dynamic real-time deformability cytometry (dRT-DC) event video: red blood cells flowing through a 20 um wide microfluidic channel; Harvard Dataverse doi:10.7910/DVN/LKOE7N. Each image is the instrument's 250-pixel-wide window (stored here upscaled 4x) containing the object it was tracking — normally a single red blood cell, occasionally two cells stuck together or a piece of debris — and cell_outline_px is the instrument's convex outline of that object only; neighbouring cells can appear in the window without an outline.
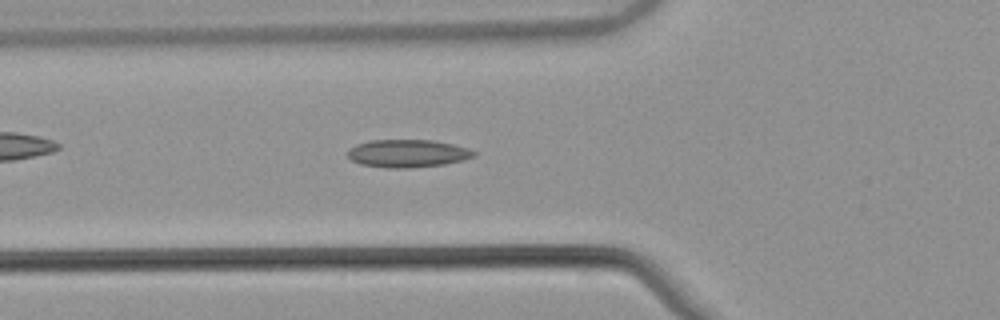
{"species": "common noctule bat (a hibernating species)", "species_latin": "Nyctalus noctula", "temperature_condition": "warm", "stored_images_in_passage": 36, "camera_frame_rate_fps": 3000, "um_per_image_px": 0.085, "animal": {"sex": "male", "body_mass_g": 21.5, "forearm_length_mm": 52.0}, "frame": {"image": 1, "passage_image": 2, "time_ms": 0.333, "image_size_px": [1000, 320], "cell_outline_px": [[476, 156], [464, 160], [444, 164], [412, 168], [388, 168], [360, 164], [352, 160], [348, 156], [348, 152], [356, 144], [372, 140], [432, 140], [452, 144], [468, 148], [476, 152]], "centroid_in_image_um": [34.68, 13.05], "position_along_channel_um": 91.1, "area_um2": 20.4}}
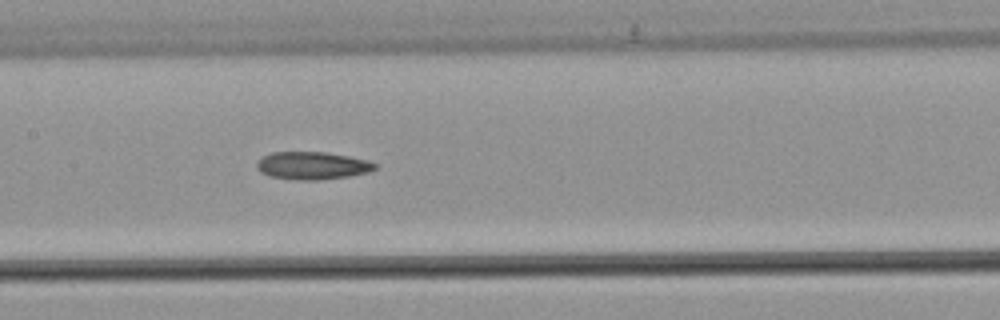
{"frame": {"image": 2, "passage_image": 9, "time_ms": 2.667, "image_size_px": [1000, 320], "cell_outline_px": [[376, 168], [368, 172], [348, 176], [316, 180], [300, 180], [268, 176], [260, 172], [256, 168], [256, 164], [264, 156], [272, 152], [324, 152], [348, 156], [368, 160], [376, 164]], "centroid_in_image_um": [26.53, 14.08], "position_along_channel_um": 180.9, "area_um2": 18.9}}
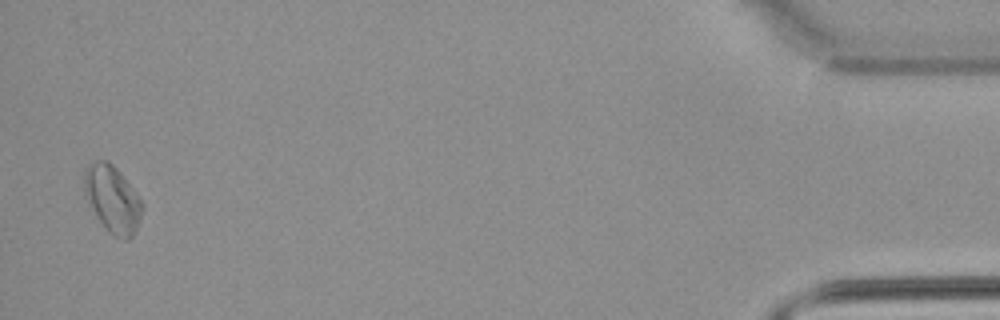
{"frame": {"image": 3, "passage_image": 35, "time_ms": 11.333, "image_size_px": [1000, 320], "cell_outline_px": [[144, 208], [136, 228], [132, 236], [128, 240], [120, 240], [112, 236], [108, 232], [88, 204], [84, 188], [84, 172], [88, 164], [96, 160], [108, 160], [120, 172], [144, 204]], "centroid_in_image_um": [9.56, 16.94], "position_along_channel_um": 425.6, "area_um2": 22.66}}